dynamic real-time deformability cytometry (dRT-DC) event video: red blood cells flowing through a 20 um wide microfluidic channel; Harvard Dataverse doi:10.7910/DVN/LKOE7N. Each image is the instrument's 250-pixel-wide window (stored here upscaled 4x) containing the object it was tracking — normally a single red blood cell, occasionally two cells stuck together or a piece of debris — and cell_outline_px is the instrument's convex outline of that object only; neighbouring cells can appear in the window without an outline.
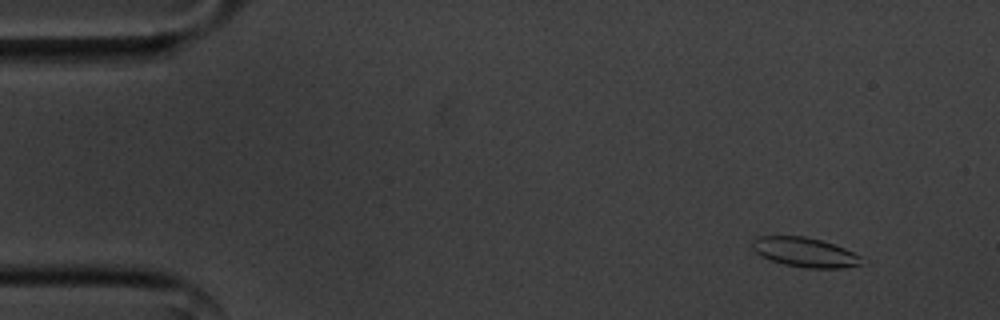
{"species": "common noctule bat (a hibernating species)", "species_latin": "Nyctalus noctula", "temperature_condition": "cold", "stored_images_in_passage": 55, "camera_frame_rate_fps": 3000, "um_per_image_px": 0.085, "animal": {"sex": "male", "body_mass_g": 20.1, "forearm_length_mm": 53.5}, "frame": {"image": 1, "passage_image": 4, "time_ms": 1.0, "image_size_px": [1000, 320], "cell_outline_px": [[860, 264], [840, 268], [804, 268], [784, 264], [760, 256], [752, 248], [752, 240], [756, 236], [804, 236], [820, 240], [844, 248], [860, 256]], "centroid_in_image_um": [68.34, 21.43], "position_along_channel_um": 16.7, "area_um2": 18.55}}
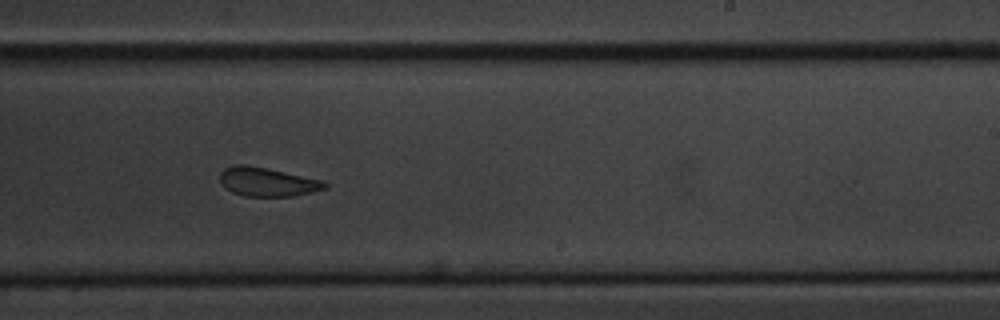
{"frame": {"image": 2, "passage_image": 33, "time_ms": 10.667, "image_size_px": [1000, 320], "cell_outline_px": [[328, 188], [312, 192], [292, 196], [244, 196], [232, 192], [220, 180], [220, 172], [224, 168], [232, 164], [244, 164], [264, 168], [320, 180], [328, 184]], "centroid_in_image_um": [22.7, 15.46], "position_along_channel_um": 266.3, "area_um2": 17.28}}
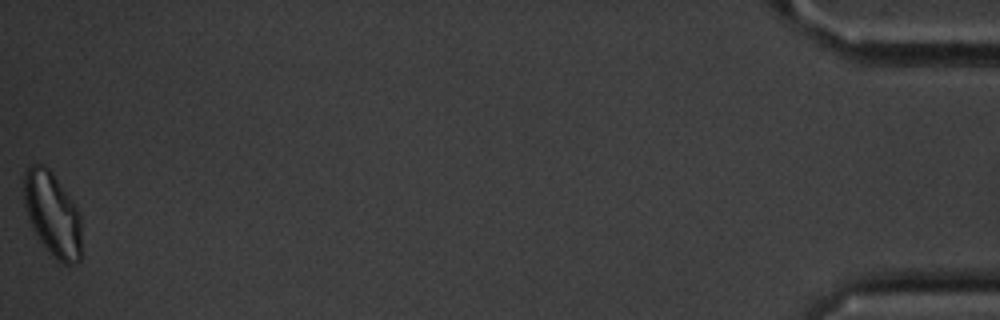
{"frame": {"image": 3, "passage_image": 55, "time_ms": 18.0, "image_size_px": [1000, 320], "cell_outline_px": [[80, 260], [72, 264], [64, 264], [40, 240], [32, 228], [24, 204], [24, 172], [28, 164], [44, 164], [52, 172], [72, 200], [80, 216]], "centroid_in_image_um": [4.43, 18.14], "position_along_channel_um": 430.8, "area_um2": 27.69}, "authors_computed_cell_mechanics": {"area_um2": 18.9006, "velocity_mm_per_s": 3.5662, "shape_relaxation_time_tau1_ms": 4.1027, "shape_relaxation_time_tau2_ms": 2.8587, "deformation_change_tau1": 0.1211, "deformation_change_tau2": 0.1103}}